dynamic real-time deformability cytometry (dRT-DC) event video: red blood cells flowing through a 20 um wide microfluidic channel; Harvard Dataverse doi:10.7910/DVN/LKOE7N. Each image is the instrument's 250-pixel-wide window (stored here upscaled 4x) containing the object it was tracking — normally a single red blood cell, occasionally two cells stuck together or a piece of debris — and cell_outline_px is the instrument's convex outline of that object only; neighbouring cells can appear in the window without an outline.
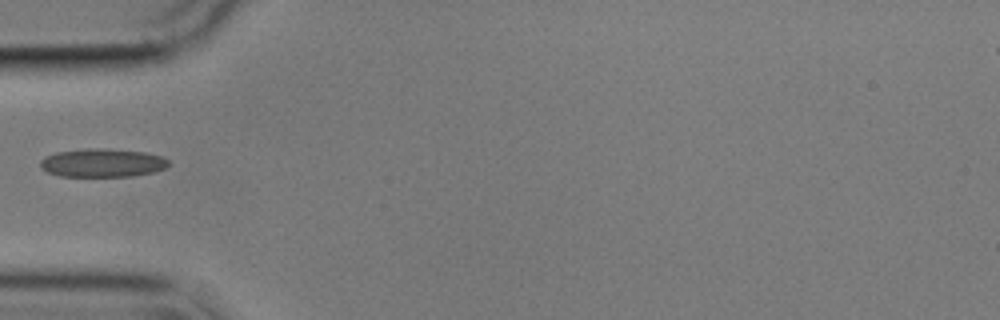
{"species": "common noctule bat (a hibernating species)", "species_latin": "Nyctalus noctula", "temperature_condition": "cold", "stored_images_in_passage": 1, "camera_frame_rate_fps": 3000, "um_per_image_px": 0.085, "animal": {"sex": "male", "body_mass_g": 17.9}, "frame": {"image": 1, "passage_image": 1, "time_ms": 0.0, "image_size_px": [1000, 320], "cell_outline_px": [[168, 164], [164, 168], [152, 172], [132, 176], [60, 176], [48, 172], [40, 168], [40, 160], [56, 152], [84, 148], [108, 148], [144, 152], [164, 156], [168, 160]], "centroid_in_image_um": [8.69, 13.83], "position_along_channel_um": 76.3, "area_um2": 21.27}}